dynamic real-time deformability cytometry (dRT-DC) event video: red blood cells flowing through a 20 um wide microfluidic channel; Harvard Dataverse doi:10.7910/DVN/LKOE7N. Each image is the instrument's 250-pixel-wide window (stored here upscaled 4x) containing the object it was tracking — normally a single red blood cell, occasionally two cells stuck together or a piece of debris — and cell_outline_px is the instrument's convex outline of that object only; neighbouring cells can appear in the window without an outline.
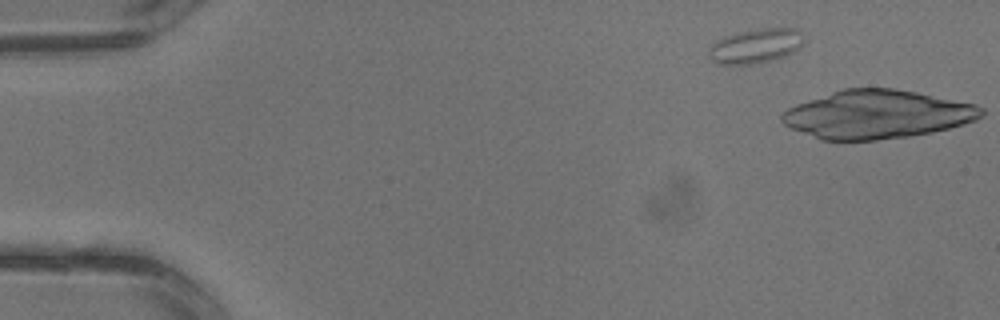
{"species": "common noctule bat (a hibernating species)", "species_latin": "Nyctalus noctula", "temperature_condition": "warm", "stored_images_in_passage": 3, "camera_frame_rate_fps": 3000, "um_per_image_px": 0.085, "animal": {"sex": "male", "body_mass_g": 13.3}, "frame": {"image": 1, "passage_image": 1, "time_ms": 0.0, "image_size_px": [1000, 320], "cell_outline_px": [[804, 44], [800, 48], [784, 56], [752, 64], [716, 64], [712, 60], [708, 52], [708, 48], [716, 40], [724, 36], [756, 28], [800, 28], [804, 36]], "centroid_in_image_um": [64.25, 3.88], "position_along_channel_um": 20.7, "area_um2": 19.31}}
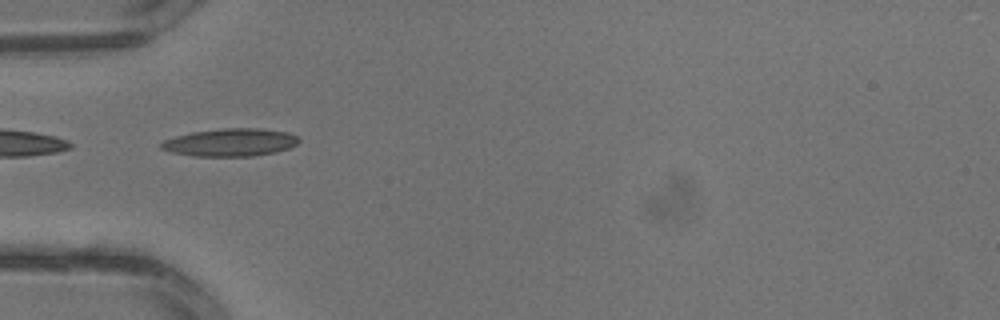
{"frame": {"image": 2, "passage_image": 3, "time_ms": 0.667, "image_size_px": [1000, 320], "cell_outline_px": [[300, 140], [296, 144], [288, 148], [276, 152], [252, 156], [192, 156], [172, 152], [160, 148], [160, 144], [164, 140], [176, 136], [192, 132], [224, 128], [256, 128], [288, 132], [296, 136]], "centroid_in_image_um": [19.57, 12.1], "position_along_channel_um": 65.4, "area_um2": 22.14}}